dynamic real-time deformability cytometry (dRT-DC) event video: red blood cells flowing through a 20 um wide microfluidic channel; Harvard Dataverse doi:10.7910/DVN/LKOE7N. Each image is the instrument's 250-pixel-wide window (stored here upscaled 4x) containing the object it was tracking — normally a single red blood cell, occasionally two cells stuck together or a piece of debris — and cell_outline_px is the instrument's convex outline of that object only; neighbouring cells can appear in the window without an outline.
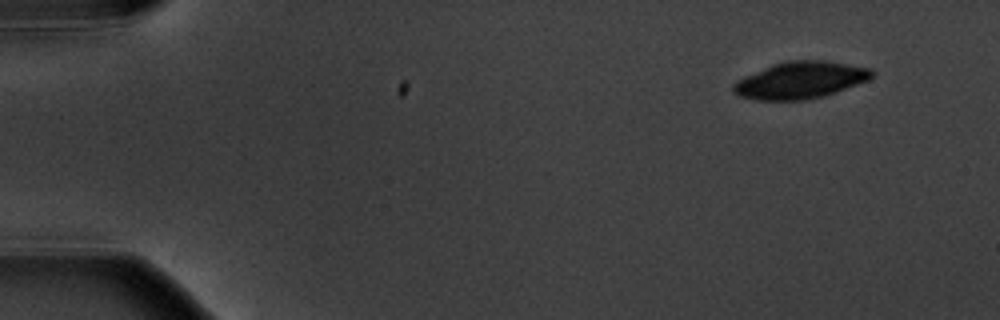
{"species": "common noctule bat (a hibernating species)", "species_latin": "Nyctalus noctula", "temperature_condition": "warm", "stored_images_in_passage": 9, "camera_frame_rate_fps": 3000, "um_per_image_px": 0.085, "animal": {"sex": "male", "body_mass_g": 20.1, "forearm_length_mm": 53.5}, "frame": {"image": 1, "passage_image": 1, "time_ms": 0.0, "image_size_px": [1000, 320], "cell_outline_px": [[876, 72], [868, 80], [824, 96], [804, 100], [756, 100], [740, 96], [732, 92], [732, 84], [736, 80], [744, 76], [772, 64], [788, 60], [824, 60], [872, 68]], "centroid_in_image_um": [68.01, 6.81], "position_along_channel_um": 17.0, "area_um2": 29.94}}